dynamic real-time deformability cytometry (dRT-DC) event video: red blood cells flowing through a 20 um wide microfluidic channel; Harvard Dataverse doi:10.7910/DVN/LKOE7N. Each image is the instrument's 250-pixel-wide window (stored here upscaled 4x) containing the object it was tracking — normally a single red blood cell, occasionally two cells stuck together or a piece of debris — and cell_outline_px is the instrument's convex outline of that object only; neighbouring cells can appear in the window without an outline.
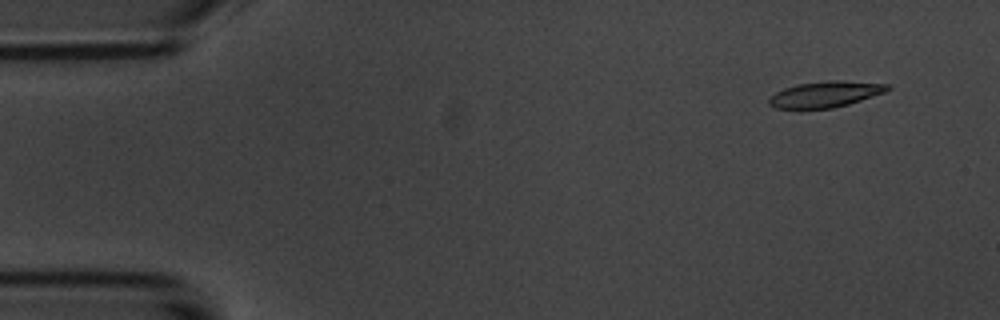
{"species": "common noctule bat (a hibernating species)", "species_latin": "Nyctalus noctula", "temperature_condition": "room temperature", "stored_images_in_passage": 4, "camera_frame_rate_fps": 3000, "um_per_image_px": 0.085, "animal": {"sex": "male", "body_mass_g": 20.1, "forearm_length_mm": 53.5}, "frame": {"image": 1, "passage_image": 1, "time_ms": 0.0, "image_size_px": [1000, 320], "cell_outline_px": [[892, 88], [884, 92], [848, 104], [832, 108], [776, 108], [768, 104], [768, 100], [776, 92], [784, 88], [800, 84], [828, 80], [840, 80], [892, 84]], "centroid_in_image_um": [70.19, 8.0], "position_along_channel_um": 14.8, "area_um2": 17.74}}
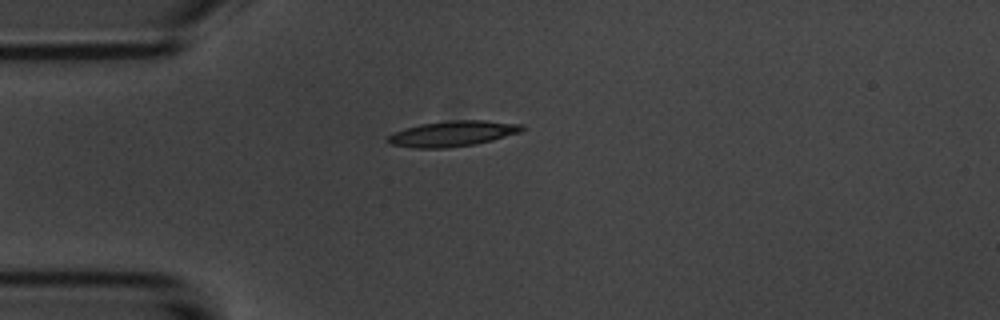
{"frame": {"image": 2, "passage_image": 4, "time_ms": 3.333, "image_size_px": [1000, 320], "cell_outline_px": [[524, 128], [520, 132], [492, 140], [476, 144], [444, 148], [412, 148], [392, 144], [388, 140], [388, 136], [396, 132], [420, 124], [456, 120], [484, 120], [524, 124]], "centroid_in_image_um": [38.53, 11.36], "position_along_channel_um": 46.5, "area_um2": 19.65}}